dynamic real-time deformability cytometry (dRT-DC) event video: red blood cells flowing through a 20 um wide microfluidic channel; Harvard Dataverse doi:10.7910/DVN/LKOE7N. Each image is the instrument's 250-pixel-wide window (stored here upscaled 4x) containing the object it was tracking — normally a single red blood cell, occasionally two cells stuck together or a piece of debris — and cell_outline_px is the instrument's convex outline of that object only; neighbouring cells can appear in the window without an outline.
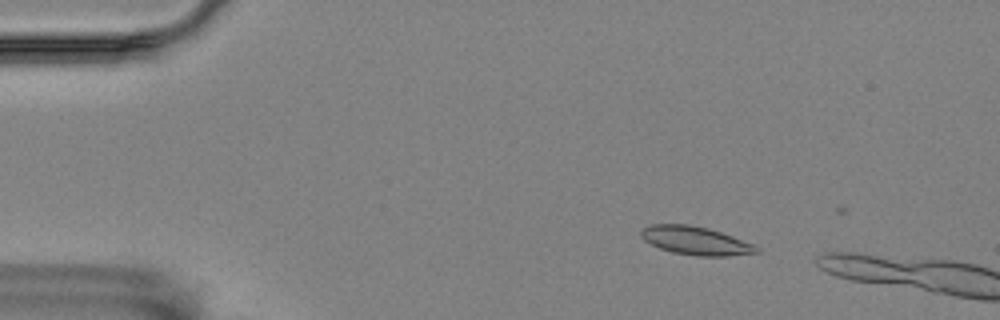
{"species": "Egyptian fruit bat (a non-hibernating species)", "species_latin": "Rousettus aegyptiacus", "temperature_condition": "room temperature", "stored_images_in_passage": 6, "camera_frame_rate_fps": 3000, "um_per_image_px": 0.085, "animal": {"sex": "female"}, "frame": {"image": 1, "passage_image": 1, "time_ms": 0.0, "image_size_px": [1000, 320], "cell_outline_px": [[760, 252], [728, 256], [696, 256], [672, 252], [660, 248], [644, 240], [640, 236], [640, 232], [644, 228], [652, 224], [688, 224], [708, 228], [732, 236], [752, 244], [760, 248]], "centroid_in_image_um": [59.12, 20.46], "position_along_channel_um": 25.9, "area_um2": 18.96}}